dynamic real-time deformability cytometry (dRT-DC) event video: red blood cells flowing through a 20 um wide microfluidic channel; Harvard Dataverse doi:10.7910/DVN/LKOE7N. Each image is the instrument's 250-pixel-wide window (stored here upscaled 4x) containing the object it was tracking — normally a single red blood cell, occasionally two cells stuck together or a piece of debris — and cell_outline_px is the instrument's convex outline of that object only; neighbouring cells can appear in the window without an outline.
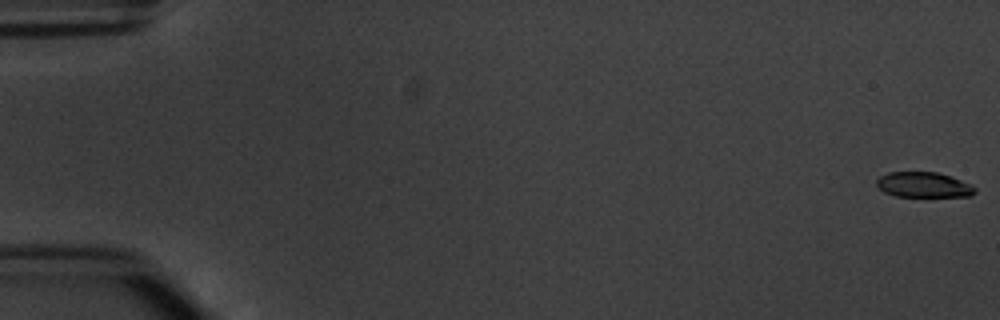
{"species": "common noctule bat (a hibernating species)", "species_latin": "Nyctalus noctula", "temperature_condition": "warm", "stored_images_in_passage": 4, "camera_frame_rate_fps": 3000, "um_per_image_px": 0.085, "animal": {"sex": "male", "body_mass_g": 20.1, "forearm_length_mm": 53.5}, "frame": {"image": 1, "passage_image": 1, "time_ms": 0.0, "image_size_px": [1000, 320], "cell_outline_px": [[976, 192], [972, 196], [896, 196], [884, 192], [876, 184], [876, 180], [880, 176], [888, 172], [936, 172], [972, 184], [976, 188]], "centroid_in_image_um": [78.51, 15.71], "position_along_channel_um": 6.5, "area_um2": 14.39}}